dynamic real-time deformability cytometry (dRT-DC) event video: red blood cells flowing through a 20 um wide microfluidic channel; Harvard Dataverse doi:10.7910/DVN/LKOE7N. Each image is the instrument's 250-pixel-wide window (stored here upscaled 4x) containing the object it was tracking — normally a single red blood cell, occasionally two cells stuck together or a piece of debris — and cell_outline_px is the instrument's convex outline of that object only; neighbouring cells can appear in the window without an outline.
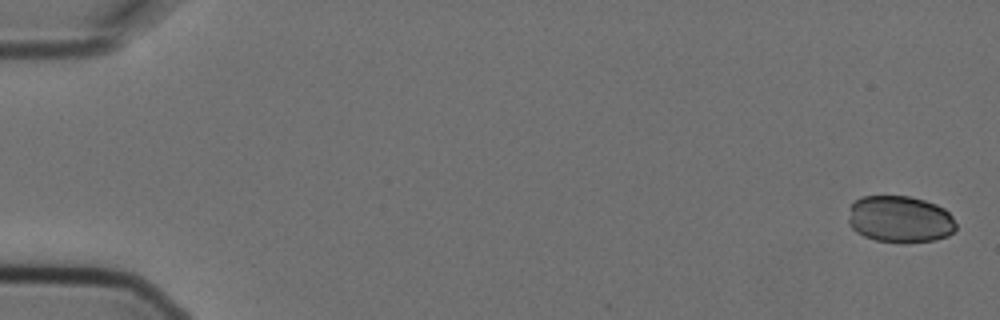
{"species": "Egyptian fruit bat (a non-hibernating species)", "species_latin": "Rousettus aegyptiacus", "temperature_condition": "cold", "stored_images_in_passage": 7, "camera_frame_rate_fps": 3000, "um_per_image_px": 0.085, "animal": {"sex": "female"}, "frame": {"image": 1, "passage_image": 1, "time_ms": 0.0, "image_size_px": [1000, 320], "cell_outline_px": [[956, 228], [948, 236], [936, 240], [876, 240], [864, 236], [856, 232], [852, 228], [848, 220], [848, 208], [860, 196], [908, 196], [924, 200], [936, 204], [944, 208], [952, 216], [956, 224]], "centroid_in_image_um": [76.48, 18.59], "position_along_channel_um": 8.5, "area_um2": 28.96}}
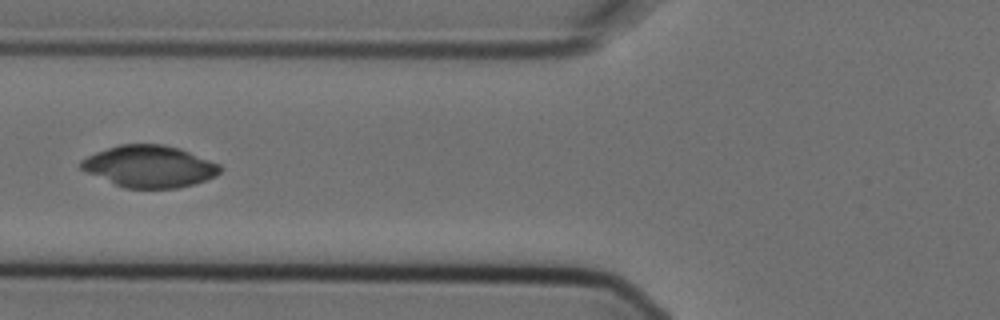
{"frame": {"image": 2, "passage_image": 7, "time_ms": 2.0, "image_size_px": [1000, 320], "cell_outline_px": [[224, 168], [216, 176], [196, 184], [176, 188], [124, 188], [88, 172], [80, 168], [80, 160], [96, 152], [120, 144], [164, 144], [180, 148], [220, 164]], "centroid_in_image_um": [12.75, 14.14], "position_along_channel_um": 113.0, "area_um2": 33.87}}